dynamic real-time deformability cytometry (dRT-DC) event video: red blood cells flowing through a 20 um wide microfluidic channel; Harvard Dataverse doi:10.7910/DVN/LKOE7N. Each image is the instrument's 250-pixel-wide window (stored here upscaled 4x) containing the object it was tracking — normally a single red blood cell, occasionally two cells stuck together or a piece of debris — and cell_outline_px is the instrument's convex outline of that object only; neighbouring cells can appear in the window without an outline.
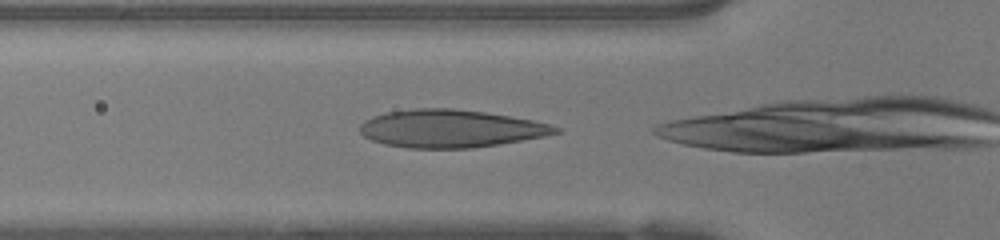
{"species": "human", "species_latin": "Homo sapiens", "temperature_condition": "warm", "stored_images_in_passage": 11, "camera_frame_rate_fps": 3000, "um_per_image_px": 0.085, "donor": {"sex": "female"}, "frame": {"image": 1, "passage_image": 2, "time_ms": 0.333, "image_size_px": [1000, 240], "cell_outline_px": [[560, 132], [544, 136], [500, 144], [472, 148], [408, 148], [384, 144], [372, 140], [364, 136], [360, 132], [360, 124], [364, 120], [372, 116], [388, 112], [412, 108], [452, 108], [484, 112], [532, 120], [552, 124], [560, 128]], "centroid_in_image_um": [38.28, 10.93], "position_along_channel_um": 87.5, "area_um2": 43.06}}
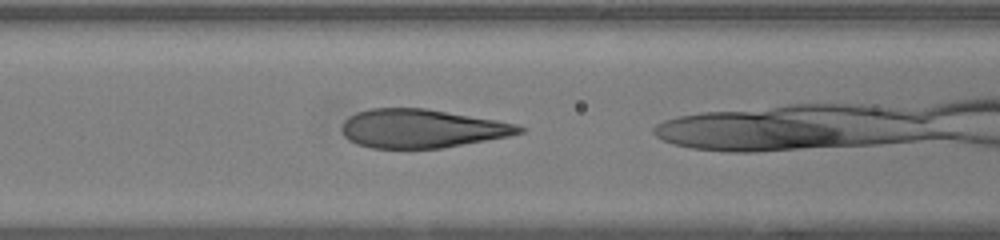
{"frame": {"image": 2, "passage_image": 5, "time_ms": 1.333, "image_size_px": [1000, 240], "cell_outline_px": [[524, 132], [508, 136], [440, 148], [372, 148], [356, 144], [348, 140], [344, 136], [340, 128], [344, 120], [348, 116], [356, 112], [368, 108], [424, 108], [496, 120], [516, 124], [524, 128]], "centroid_in_image_um": [35.77, 10.92], "position_along_channel_um": 130.8, "area_um2": 39.82}}
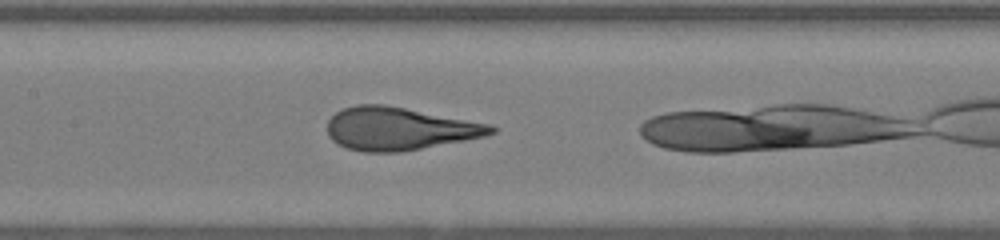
{"frame": {"image": 3, "passage_image": 8, "time_ms": 2.333, "image_size_px": [1000, 240], "cell_outline_px": [[496, 132], [484, 136], [464, 140], [400, 152], [364, 152], [348, 148], [332, 140], [328, 136], [328, 120], [336, 112], [344, 108], [356, 104], [384, 104], [488, 124], [496, 128]], "centroid_in_image_um": [33.88, 10.94], "position_along_channel_um": 173.5, "area_um2": 40.34}}